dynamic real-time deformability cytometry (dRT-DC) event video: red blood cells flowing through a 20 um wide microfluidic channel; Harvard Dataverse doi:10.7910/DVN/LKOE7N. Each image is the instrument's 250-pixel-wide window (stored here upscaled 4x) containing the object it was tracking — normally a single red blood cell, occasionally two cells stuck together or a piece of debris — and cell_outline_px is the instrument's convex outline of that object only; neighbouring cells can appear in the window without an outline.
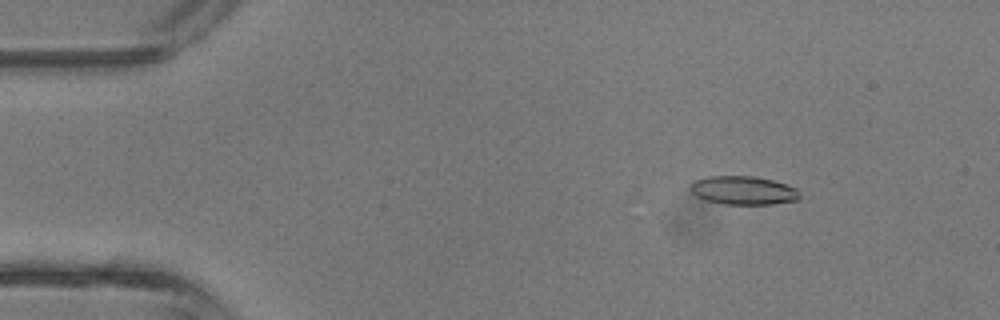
{"species": "common noctule bat (a hibernating species)", "species_latin": "Nyctalus noctula", "temperature_condition": "room temperature", "stored_images_in_passage": 43, "camera_frame_rate_fps": 3000, "um_per_image_px": 0.085, "animal": {"sex": "male", "body_mass_g": 13.3}, "frame": {"image": 1, "passage_image": 6, "time_ms": 1.667, "image_size_px": [1000, 320], "cell_outline_px": [[800, 200], [772, 204], [724, 204], [708, 200], [696, 196], [688, 188], [688, 184], [692, 180], [708, 176], [752, 176], [772, 180], [796, 188], [800, 196]], "centroid_in_image_um": [63.14, 16.18], "position_along_channel_um": 21.9, "area_um2": 18.26}}
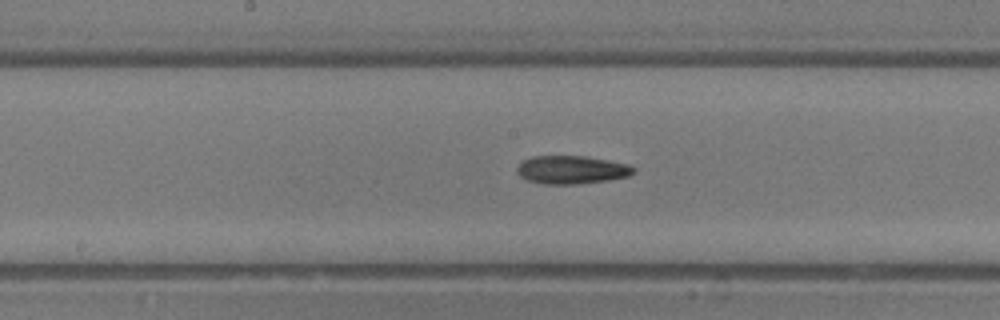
{"frame": {"image": 2, "passage_image": 22, "time_ms": 7.0, "image_size_px": [1000, 320], "cell_outline_px": [[636, 172], [628, 176], [608, 180], [576, 184], [544, 184], [528, 180], [520, 176], [516, 172], [516, 168], [524, 160], [532, 156], [588, 156], [628, 164], [636, 168]], "centroid_in_image_um": [48.6, 14.43], "position_along_channel_um": 199.6, "area_um2": 19.19}}
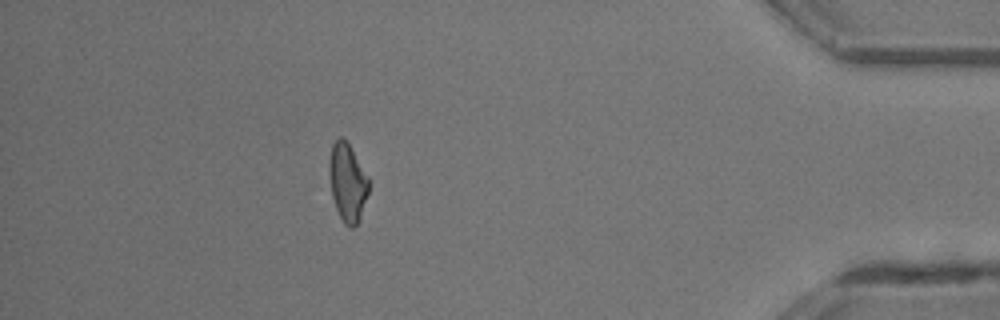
{"frame": {"image": 3, "passage_image": 38, "time_ms": 12.333, "image_size_px": [1000, 320], "cell_outline_px": [[368, 192], [360, 216], [356, 224], [352, 228], [348, 228], [344, 224], [336, 208], [332, 196], [328, 172], [328, 164], [332, 144], [340, 136], [344, 136], [348, 140], [368, 176]], "centroid_in_image_um": [29.52, 15.44], "position_along_channel_um": 405.7, "area_um2": 18.15}, "authors_computed_cell_mechanics": {"area_um2": 18.496, "velocity_mm_per_s": 4.844, "shape_relaxation_time_tau1_ms": 3.7513, "shape_relaxation_time_tau2_ms": 8.9065, "deformation_change_tau1": 0.1344, "deformation_change_tau2": 0.2494}}